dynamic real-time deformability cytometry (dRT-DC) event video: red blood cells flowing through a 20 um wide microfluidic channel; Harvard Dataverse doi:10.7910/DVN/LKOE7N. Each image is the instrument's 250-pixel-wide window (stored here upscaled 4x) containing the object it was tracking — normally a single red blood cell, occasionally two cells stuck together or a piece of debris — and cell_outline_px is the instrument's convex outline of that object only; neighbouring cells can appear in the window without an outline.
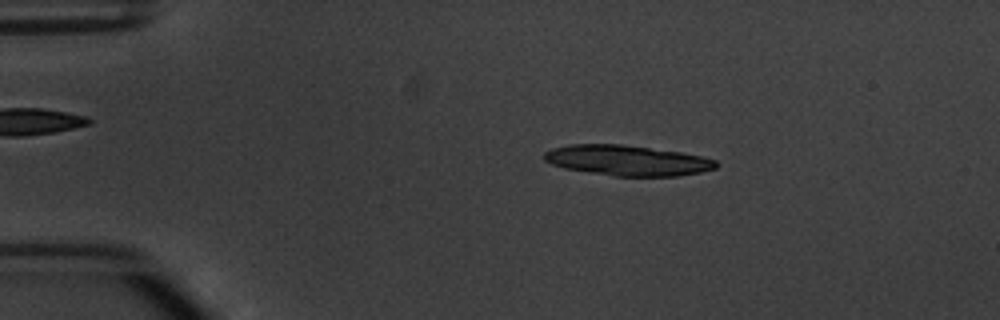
{"species": "common noctule bat (a hibernating species)", "species_latin": "Nyctalus noctula", "temperature_condition": "warm", "stored_images_in_passage": 4, "camera_frame_rate_fps": 3000, "um_per_image_px": 0.085, "animal": {"sex": "male", "body_mass_g": 20.1, "forearm_length_mm": 53.5}, "frame": {"image": 1, "passage_image": 2, "time_ms": 1.0, "image_size_px": [1000, 320], "cell_outline_px": [[720, 164], [716, 168], [700, 172], [676, 176], [612, 176], [564, 168], [552, 164], [544, 160], [544, 152], [552, 148], [568, 144], [620, 144], [680, 152], [700, 156], [716, 160]], "centroid_in_image_um": [53.3, 13.63], "position_along_channel_um": 31.7, "area_um2": 30.4}}